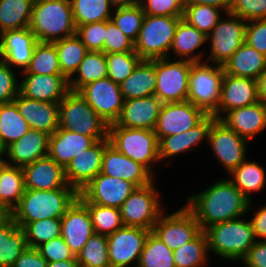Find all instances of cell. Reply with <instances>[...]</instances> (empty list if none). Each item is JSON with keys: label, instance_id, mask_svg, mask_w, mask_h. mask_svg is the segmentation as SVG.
Segmentation results:
<instances>
[{"label": "cell", "instance_id": "cell-1", "mask_svg": "<svg viewBox=\"0 0 266 267\" xmlns=\"http://www.w3.org/2000/svg\"><path fill=\"white\" fill-rule=\"evenodd\" d=\"M187 201L186 207L203 231L213 224L238 219L247 212L251 203L230 179L211 185Z\"/></svg>", "mask_w": 266, "mask_h": 267}, {"label": "cell", "instance_id": "cell-2", "mask_svg": "<svg viewBox=\"0 0 266 267\" xmlns=\"http://www.w3.org/2000/svg\"><path fill=\"white\" fill-rule=\"evenodd\" d=\"M78 196L76 189H25L10 216L20 228L37 220L61 218Z\"/></svg>", "mask_w": 266, "mask_h": 267}, {"label": "cell", "instance_id": "cell-3", "mask_svg": "<svg viewBox=\"0 0 266 267\" xmlns=\"http://www.w3.org/2000/svg\"><path fill=\"white\" fill-rule=\"evenodd\" d=\"M29 29L37 41L43 43H54L75 35L70 0H34ZM60 33L64 35L60 36Z\"/></svg>", "mask_w": 266, "mask_h": 267}, {"label": "cell", "instance_id": "cell-4", "mask_svg": "<svg viewBox=\"0 0 266 267\" xmlns=\"http://www.w3.org/2000/svg\"><path fill=\"white\" fill-rule=\"evenodd\" d=\"M108 127L78 92L69 91L59 102V128L99 141L108 139Z\"/></svg>", "mask_w": 266, "mask_h": 267}, {"label": "cell", "instance_id": "cell-5", "mask_svg": "<svg viewBox=\"0 0 266 267\" xmlns=\"http://www.w3.org/2000/svg\"><path fill=\"white\" fill-rule=\"evenodd\" d=\"M204 232L208 239V249L228 259H243L255 244L250 221H225L207 227Z\"/></svg>", "mask_w": 266, "mask_h": 267}, {"label": "cell", "instance_id": "cell-6", "mask_svg": "<svg viewBox=\"0 0 266 267\" xmlns=\"http://www.w3.org/2000/svg\"><path fill=\"white\" fill-rule=\"evenodd\" d=\"M109 143L119 152L145 166L159 160V140L154 130L124 128L112 123L108 127Z\"/></svg>", "mask_w": 266, "mask_h": 267}, {"label": "cell", "instance_id": "cell-7", "mask_svg": "<svg viewBox=\"0 0 266 267\" xmlns=\"http://www.w3.org/2000/svg\"><path fill=\"white\" fill-rule=\"evenodd\" d=\"M182 18L146 14L134 42L135 52L142 60L166 58L173 43L176 27Z\"/></svg>", "mask_w": 266, "mask_h": 267}, {"label": "cell", "instance_id": "cell-8", "mask_svg": "<svg viewBox=\"0 0 266 267\" xmlns=\"http://www.w3.org/2000/svg\"><path fill=\"white\" fill-rule=\"evenodd\" d=\"M200 54L169 62L167 58L155 59L157 77L155 96L162 103L188 101L189 74L193 63L200 62Z\"/></svg>", "mask_w": 266, "mask_h": 267}, {"label": "cell", "instance_id": "cell-9", "mask_svg": "<svg viewBox=\"0 0 266 267\" xmlns=\"http://www.w3.org/2000/svg\"><path fill=\"white\" fill-rule=\"evenodd\" d=\"M223 67L193 63L189 74L188 101L201 108L206 114H213L219 105Z\"/></svg>", "mask_w": 266, "mask_h": 267}, {"label": "cell", "instance_id": "cell-10", "mask_svg": "<svg viewBox=\"0 0 266 267\" xmlns=\"http://www.w3.org/2000/svg\"><path fill=\"white\" fill-rule=\"evenodd\" d=\"M153 184L151 182L148 185L136 187L119 208L124 226L153 230L154 224L162 214Z\"/></svg>", "mask_w": 266, "mask_h": 267}, {"label": "cell", "instance_id": "cell-11", "mask_svg": "<svg viewBox=\"0 0 266 267\" xmlns=\"http://www.w3.org/2000/svg\"><path fill=\"white\" fill-rule=\"evenodd\" d=\"M135 188L133 183L122 178L98 173L81 189L78 199L119 209Z\"/></svg>", "mask_w": 266, "mask_h": 267}, {"label": "cell", "instance_id": "cell-12", "mask_svg": "<svg viewBox=\"0 0 266 267\" xmlns=\"http://www.w3.org/2000/svg\"><path fill=\"white\" fill-rule=\"evenodd\" d=\"M78 93L108 125L119 118L124 102L120 84L106 77L85 85Z\"/></svg>", "mask_w": 266, "mask_h": 267}, {"label": "cell", "instance_id": "cell-13", "mask_svg": "<svg viewBox=\"0 0 266 267\" xmlns=\"http://www.w3.org/2000/svg\"><path fill=\"white\" fill-rule=\"evenodd\" d=\"M159 216L152 232L172 251L193 240L201 231L194 214L185 206L169 216Z\"/></svg>", "mask_w": 266, "mask_h": 267}, {"label": "cell", "instance_id": "cell-14", "mask_svg": "<svg viewBox=\"0 0 266 267\" xmlns=\"http://www.w3.org/2000/svg\"><path fill=\"white\" fill-rule=\"evenodd\" d=\"M151 230L123 226L107 236L111 267H126L133 260L139 262L146 239Z\"/></svg>", "mask_w": 266, "mask_h": 267}, {"label": "cell", "instance_id": "cell-15", "mask_svg": "<svg viewBox=\"0 0 266 267\" xmlns=\"http://www.w3.org/2000/svg\"><path fill=\"white\" fill-rule=\"evenodd\" d=\"M207 114L190 101L163 103L155 127L160 138L180 134L197 125Z\"/></svg>", "mask_w": 266, "mask_h": 267}, {"label": "cell", "instance_id": "cell-16", "mask_svg": "<svg viewBox=\"0 0 266 267\" xmlns=\"http://www.w3.org/2000/svg\"><path fill=\"white\" fill-rule=\"evenodd\" d=\"M218 160L231 173L245 161L246 139L216 119L209 130L208 139Z\"/></svg>", "mask_w": 266, "mask_h": 267}, {"label": "cell", "instance_id": "cell-17", "mask_svg": "<svg viewBox=\"0 0 266 267\" xmlns=\"http://www.w3.org/2000/svg\"><path fill=\"white\" fill-rule=\"evenodd\" d=\"M232 20L221 21L207 36L211 37V60L223 66L245 42L247 23L239 16L229 14ZM242 20V21H241Z\"/></svg>", "mask_w": 266, "mask_h": 267}, {"label": "cell", "instance_id": "cell-18", "mask_svg": "<svg viewBox=\"0 0 266 267\" xmlns=\"http://www.w3.org/2000/svg\"><path fill=\"white\" fill-rule=\"evenodd\" d=\"M109 140H99L92 147L73 158L64 168L69 186L81 191L102 169V157Z\"/></svg>", "mask_w": 266, "mask_h": 267}, {"label": "cell", "instance_id": "cell-19", "mask_svg": "<svg viewBox=\"0 0 266 267\" xmlns=\"http://www.w3.org/2000/svg\"><path fill=\"white\" fill-rule=\"evenodd\" d=\"M61 219V237L75 254L95 233L87 207L77 198Z\"/></svg>", "mask_w": 266, "mask_h": 267}, {"label": "cell", "instance_id": "cell-20", "mask_svg": "<svg viewBox=\"0 0 266 267\" xmlns=\"http://www.w3.org/2000/svg\"><path fill=\"white\" fill-rule=\"evenodd\" d=\"M22 170L25 189H75L68 185L64 167L57 164L49 155L22 167Z\"/></svg>", "mask_w": 266, "mask_h": 267}, {"label": "cell", "instance_id": "cell-21", "mask_svg": "<svg viewBox=\"0 0 266 267\" xmlns=\"http://www.w3.org/2000/svg\"><path fill=\"white\" fill-rule=\"evenodd\" d=\"M257 82L255 79L237 77L224 73L221 84L220 102L212 114L220 120L219 112H228L258 102Z\"/></svg>", "mask_w": 266, "mask_h": 267}, {"label": "cell", "instance_id": "cell-22", "mask_svg": "<svg viewBox=\"0 0 266 267\" xmlns=\"http://www.w3.org/2000/svg\"><path fill=\"white\" fill-rule=\"evenodd\" d=\"M100 173L122 178L133 183L136 187H142L153 182L152 172L116 150L111 144L104 150Z\"/></svg>", "mask_w": 266, "mask_h": 267}, {"label": "cell", "instance_id": "cell-23", "mask_svg": "<svg viewBox=\"0 0 266 267\" xmlns=\"http://www.w3.org/2000/svg\"><path fill=\"white\" fill-rule=\"evenodd\" d=\"M162 104L155 95L124 100L115 124L124 128L155 130Z\"/></svg>", "mask_w": 266, "mask_h": 267}, {"label": "cell", "instance_id": "cell-24", "mask_svg": "<svg viewBox=\"0 0 266 267\" xmlns=\"http://www.w3.org/2000/svg\"><path fill=\"white\" fill-rule=\"evenodd\" d=\"M13 102L30 128L49 136L59 128V103L37 101L20 93Z\"/></svg>", "mask_w": 266, "mask_h": 267}, {"label": "cell", "instance_id": "cell-25", "mask_svg": "<svg viewBox=\"0 0 266 267\" xmlns=\"http://www.w3.org/2000/svg\"><path fill=\"white\" fill-rule=\"evenodd\" d=\"M69 91V80L64 75L26 74L19 87L24 97L52 103H59Z\"/></svg>", "mask_w": 266, "mask_h": 267}, {"label": "cell", "instance_id": "cell-26", "mask_svg": "<svg viewBox=\"0 0 266 267\" xmlns=\"http://www.w3.org/2000/svg\"><path fill=\"white\" fill-rule=\"evenodd\" d=\"M37 43V38L29 27L5 31L1 33L0 55L2 59L0 60L9 66L12 64L24 67L23 70L25 71L29 66Z\"/></svg>", "mask_w": 266, "mask_h": 267}, {"label": "cell", "instance_id": "cell-27", "mask_svg": "<svg viewBox=\"0 0 266 267\" xmlns=\"http://www.w3.org/2000/svg\"><path fill=\"white\" fill-rule=\"evenodd\" d=\"M228 128L239 136L251 139L266 127V103L258 101L252 105L235 108L220 117Z\"/></svg>", "mask_w": 266, "mask_h": 267}, {"label": "cell", "instance_id": "cell-28", "mask_svg": "<svg viewBox=\"0 0 266 267\" xmlns=\"http://www.w3.org/2000/svg\"><path fill=\"white\" fill-rule=\"evenodd\" d=\"M96 142L92 137L58 128L49 136L48 155L65 168L73 158Z\"/></svg>", "mask_w": 266, "mask_h": 267}, {"label": "cell", "instance_id": "cell-29", "mask_svg": "<svg viewBox=\"0 0 266 267\" xmlns=\"http://www.w3.org/2000/svg\"><path fill=\"white\" fill-rule=\"evenodd\" d=\"M49 135L30 128L19 140L9 145L4 152L17 167H24L48 155Z\"/></svg>", "mask_w": 266, "mask_h": 267}, {"label": "cell", "instance_id": "cell-30", "mask_svg": "<svg viewBox=\"0 0 266 267\" xmlns=\"http://www.w3.org/2000/svg\"><path fill=\"white\" fill-rule=\"evenodd\" d=\"M215 120L212 114H207L197 125L186 132L160 138L159 160L187 151L203 138H208L210 127Z\"/></svg>", "mask_w": 266, "mask_h": 267}, {"label": "cell", "instance_id": "cell-31", "mask_svg": "<svg viewBox=\"0 0 266 267\" xmlns=\"http://www.w3.org/2000/svg\"><path fill=\"white\" fill-rule=\"evenodd\" d=\"M222 67L225 74L256 80L266 69V56L244 42Z\"/></svg>", "mask_w": 266, "mask_h": 267}, {"label": "cell", "instance_id": "cell-32", "mask_svg": "<svg viewBox=\"0 0 266 267\" xmlns=\"http://www.w3.org/2000/svg\"><path fill=\"white\" fill-rule=\"evenodd\" d=\"M26 247L24 230L10 215L0 216V267H12Z\"/></svg>", "mask_w": 266, "mask_h": 267}, {"label": "cell", "instance_id": "cell-33", "mask_svg": "<svg viewBox=\"0 0 266 267\" xmlns=\"http://www.w3.org/2000/svg\"><path fill=\"white\" fill-rule=\"evenodd\" d=\"M157 77L155 60H142L133 73L120 84L124 100L155 94Z\"/></svg>", "mask_w": 266, "mask_h": 267}, {"label": "cell", "instance_id": "cell-34", "mask_svg": "<svg viewBox=\"0 0 266 267\" xmlns=\"http://www.w3.org/2000/svg\"><path fill=\"white\" fill-rule=\"evenodd\" d=\"M8 163L5 161L0 168V202L12 212L24 194L25 184L22 167Z\"/></svg>", "mask_w": 266, "mask_h": 267}, {"label": "cell", "instance_id": "cell-35", "mask_svg": "<svg viewBox=\"0 0 266 267\" xmlns=\"http://www.w3.org/2000/svg\"><path fill=\"white\" fill-rule=\"evenodd\" d=\"M30 129L14 102L0 104V149L5 150Z\"/></svg>", "mask_w": 266, "mask_h": 267}, {"label": "cell", "instance_id": "cell-36", "mask_svg": "<svg viewBox=\"0 0 266 267\" xmlns=\"http://www.w3.org/2000/svg\"><path fill=\"white\" fill-rule=\"evenodd\" d=\"M76 72H79V77L73 80L69 79V88L73 92H79L85 85L106 78L108 68L105 53L88 51Z\"/></svg>", "mask_w": 266, "mask_h": 267}, {"label": "cell", "instance_id": "cell-37", "mask_svg": "<svg viewBox=\"0 0 266 267\" xmlns=\"http://www.w3.org/2000/svg\"><path fill=\"white\" fill-rule=\"evenodd\" d=\"M34 0H0V33L29 27Z\"/></svg>", "mask_w": 266, "mask_h": 267}, {"label": "cell", "instance_id": "cell-38", "mask_svg": "<svg viewBox=\"0 0 266 267\" xmlns=\"http://www.w3.org/2000/svg\"><path fill=\"white\" fill-rule=\"evenodd\" d=\"M56 47L61 74L68 80L77 71L80 63L88 52L86 46L75 35L62 38L53 43Z\"/></svg>", "mask_w": 266, "mask_h": 267}, {"label": "cell", "instance_id": "cell-39", "mask_svg": "<svg viewBox=\"0 0 266 267\" xmlns=\"http://www.w3.org/2000/svg\"><path fill=\"white\" fill-rule=\"evenodd\" d=\"M25 74L62 75L58 53L53 43L38 42Z\"/></svg>", "mask_w": 266, "mask_h": 267}, {"label": "cell", "instance_id": "cell-40", "mask_svg": "<svg viewBox=\"0 0 266 267\" xmlns=\"http://www.w3.org/2000/svg\"><path fill=\"white\" fill-rule=\"evenodd\" d=\"M75 26L110 20L108 0H70Z\"/></svg>", "mask_w": 266, "mask_h": 267}, {"label": "cell", "instance_id": "cell-41", "mask_svg": "<svg viewBox=\"0 0 266 267\" xmlns=\"http://www.w3.org/2000/svg\"><path fill=\"white\" fill-rule=\"evenodd\" d=\"M137 267H176L173 251L151 231L146 239Z\"/></svg>", "mask_w": 266, "mask_h": 267}, {"label": "cell", "instance_id": "cell-42", "mask_svg": "<svg viewBox=\"0 0 266 267\" xmlns=\"http://www.w3.org/2000/svg\"><path fill=\"white\" fill-rule=\"evenodd\" d=\"M208 239L202 230L193 240L173 251L176 267H201L206 262Z\"/></svg>", "mask_w": 266, "mask_h": 267}, {"label": "cell", "instance_id": "cell-43", "mask_svg": "<svg viewBox=\"0 0 266 267\" xmlns=\"http://www.w3.org/2000/svg\"><path fill=\"white\" fill-rule=\"evenodd\" d=\"M79 266L111 267L107 236L94 233L76 255Z\"/></svg>", "mask_w": 266, "mask_h": 267}, {"label": "cell", "instance_id": "cell-44", "mask_svg": "<svg viewBox=\"0 0 266 267\" xmlns=\"http://www.w3.org/2000/svg\"><path fill=\"white\" fill-rule=\"evenodd\" d=\"M230 174L234 177L230 181L243 193V195L250 201L248 192L259 191L265 184V173L255 162L241 163Z\"/></svg>", "mask_w": 266, "mask_h": 267}, {"label": "cell", "instance_id": "cell-45", "mask_svg": "<svg viewBox=\"0 0 266 267\" xmlns=\"http://www.w3.org/2000/svg\"><path fill=\"white\" fill-rule=\"evenodd\" d=\"M81 202L89 211L96 234L108 236L124 226L118 208L95 205L89 201Z\"/></svg>", "mask_w": 266, "mask_h": 267}, {"label": "cell", "instance_id": "cell-46", "mask_svg": "<svg viewBox=\"0 0 266 267\" xmlns=\"http://www.w3.org/2000/svg\"><path fill=\"white\" fill-rule=\"evenodd\" d=\"M207 39V35L182 18L176 27L171 48L174 50V53L184 58L190 56Z\"/></svg>", "mask_w": 266, "mask_h": 267}, {"label": "cell", "instance_id": "cell-47", "mask_svg": "<svg viewBox=\"0 0 266 267\" xmlns=\"http://www.w3.org/2000/svg\"><path fill=\"white\" fill-rule=\"evenodd\" d=\"M27 247L37 248L44 242L61 236V219H42L27 223L23 228Z\"/></svg>", "mask_w": 266, "mask_h": 267}, {"label": "cell", "instance_id": "cell-48", "mask_svg": "<svg viewBox=\"0 0 266 267\" xmlns=\"http://www.w3.org/2000/svg\"><path fill=\"white\" fill-rule=\"evenodd\" d=\"M219 9L211 5L184 4L183 19L208 36L220 20Z\"/></svg>", "mask_w": 266, "mask_h": 267}, {"label": "cell", "instance_id": "cell-49", "mask_svg": "<svg viewBox=\"0 0 266 267\" xmlns=\"http://www.w3.org/2000/svg\"><path fill=\"white\" fill-rule=\"evenodd\" d=\"M145 12L139 1L129 6L117 8L115 15L111 16L113 23L133 42L136 41L143 24Z\"/></svg>", "mask_w": 266, "mask_h": 267}, {"label": "cell", "instance_id": "cell-50", "mask_svg": "<svg viewBox=\"0 0 266 267\" xmlns=\"http://www.w3.org/2000/svg\"><path fill=\"white\" fill-rule=\"evenodd\" d=\"M105 55L108 68L107 77L117 84H121L127 79L142 61L135 51L115 52Z\"/></svg>", "mask_w": 266, "mask_h": 267}, {"label": "cell", "instance_id": "cell-51", "mask_svg": "<svg viewBox=\"0 0 266 267\" xmlns=\"http://www.w3.org/2000/svg\"><path fill=\"white\" fill-rule=\"evenodd\" d=\"M106 30V20L88 23L76 27V36L86 46L88 51H102Z\"/></svg>", "mask_w": 266, "mask_h": 267}, {"label": "cell", "instance_id": "cell-52", "mask_svg": "<svg viewBox=\"0 0 266 267\" xmlns=\"http://www.w3.org/2000/svg\"><path fill=\"white\" fill-rule=\"evenodd\" d=\"M135 51L134 42L127 37L113 21L106 20V30L103 45L105 54L115 52H132Z\"/></svg>", "mask_w": 266, "mask_h": 267}, {"label": "cell", "instance_id": "cell-53", "mask_svg": "<svg viewBox=\"0 0 266 267\" xmlns=\"http://www.w3.org/2000/svg\"><path fill=\"white\" fill-rule=\"evenodd\" d=\"M229 14L247 21L266 19V0H232Z\"/></svg>", "mask_w": 266, "mask_h": 267}, {"label": "cell", "instance_id": "cell-54", "mask_svg": "<svg viewBox=\"0 0 266 267\" xmlns=\"http://www.w3.org/2000/svg\"><path fill=\"white\" fill-rule=\"evenodd\" d=\"M185 0H139L145 14L151 16L183 17Z\"/></svg>", "mask_w": 266, "mask_h": 267}, {"label": "cell", "instance_id": "cell-55", "mask_svg": "<svg viewBox=\"0 0 266 267\" xmlns=\"http://www.w3.org/2000/svg\"><path fill=\"white\" fill-rule=\"evenodd\" d=\"M37 249L47 262L76 260L75 254L70 250L61 236L42 243Z\"/></svg>", "mask_w": 266, "mask_h": 267}, {"label": "cell", "instance_id": "cell-56", "mask_svg": "<svg viewBox=\"0 0 266 267\" xmlns=\"http://www.w3.org/2000/svg\"><path fill=\"white\" fill-rule=\"evenodd\" d=\"M19 87L11 67L0 60V104L13 102L19 94Z\"/></svg>", "mask_w": 266, "mask_h": 267}, {"label": "cell", "instance_id": "cell-57", "mask_svg": "<svg viewBox=\"0 0 266 267\" xmlns=\"http://www.w3.org/2000/svg\"><path fill=\"white\" fill-rule=\"evenodd\" d=\"M245 42L266 56V19L252 20L247 24Z\"/></svg>", "mask_w": 266, "mask_h": 267}, {"label": "cell", "instance_id": "cell-58", "mask_svg": "<svg viewBox=\"0 0 266 267\" xmlns=\"http://www.w3.org/2000/svg\"><path fill=\"white\" fill-rule=\"evenodd\" d=\"M47 263L37 248L26 247L12 267H47Z\"/></svg>", "mask_w": 266, "mask_h": 267}, {"label": "cell", "instance_id": "cell-59", "mask_svg": "<svg viewBox=\"0 0 266 267\" xmlns=\"http://www.w3.org/2000/svg\"><path fill=\"white\" fill-rule=\"evenodd\" d=\"M242 260L247 267H266V241H256Z\"/></svg>", "mask_w": 266, "mask_h": 267}, {"label": "cell", "instance_id": "cell-60", "mask_svg": "<svg viewBox=\"0 0 266 267\" xmlns=\"http://www.w3.org/2000/svg\"><path fill=\"white\" fill-rule=\"evenodd\" d=\"M250 222L255 238L263 237V239H266V206L261 207Z\"/></svg>", "mask_w": 266, "mask_h": 267}, {"label": "cell", "instance_id": "cell-61", "mask_svg": "<svg viewBox=\"0 0 266 267\" xmlns=\"http://www.w3.org/2000/svg\"><path fill=\"white\" fill-rule=\"evenodd\" d=\"M184 4L211 5L220 9L223 8L228 14L232 5V0H185Z\"/></svg>", "mask_w": 266, "mask_h": 267}, {"label": "cell", "instance_id": "cell-62", "mask_svg": "<svg viewBox=\"0 0 266 267\" xmlns=\"http://www.w3.org/2000/svg\"><path fill=\"white\" fill-rule=\"evenodd\" d=\"M257 82V95L259 101L266 103V69L265 71L256 79Z\"/></svg>", "mask_w": 266, "mask_h": 267}, {"label": "cell", "instance_id": "cell-63", "mask_svg": "<svg viewBox=\"0 0 266 267\" xmlns=\"http://www.w3.org/2000/svg\"><path fill=\"white\" fill-rule=\"evenodd\" d=\"M77 260H62L56 262H48L47 267H78Z\"/></svg>", "mask_w": 266, "mask_h": 267}, {"label": "cell", "instance_id": "cell-64", "mask_svg": "<svg viewBox=\"0 0 266 267\" xmlns=\"http://www.w3.org/2000/svg\"><path fill=\"white\" fill-rule=\"evenodd\" d=\"M111 6H117V8L123 7V6H129L132 4H135L139 0H108Z\"/></svg>", "mask_w": 266, "mask_h": 267}, {"label": "cell", "instance_id": "cell-65", "mask_svg": "<svg viewBox=\"0 0 266 267\" xmlns=\"http://www.w3.org/2000/svg\"><path fill=\"white\" fill-rule=\"evenodd\" d=\"M10 211L0 202V216L10 215Z\"/></svg>", "mask_w": 266, "mask_h": 267}, {"label": "cell", "instance_id": "cell-66", "mask_svg": "<svg viewBox=\"0 0 266 267\" xmlns=\"http://www.w3.org/2000/svg\"><path fill=\"white\" fill-rule=\"evenodd\" d=\"M4 150L0 149V168L4 165L5 160L1 159L2 155H4Z\"/></svg>", "mask_w": 266, "mask_h": 267}]
</instances>
